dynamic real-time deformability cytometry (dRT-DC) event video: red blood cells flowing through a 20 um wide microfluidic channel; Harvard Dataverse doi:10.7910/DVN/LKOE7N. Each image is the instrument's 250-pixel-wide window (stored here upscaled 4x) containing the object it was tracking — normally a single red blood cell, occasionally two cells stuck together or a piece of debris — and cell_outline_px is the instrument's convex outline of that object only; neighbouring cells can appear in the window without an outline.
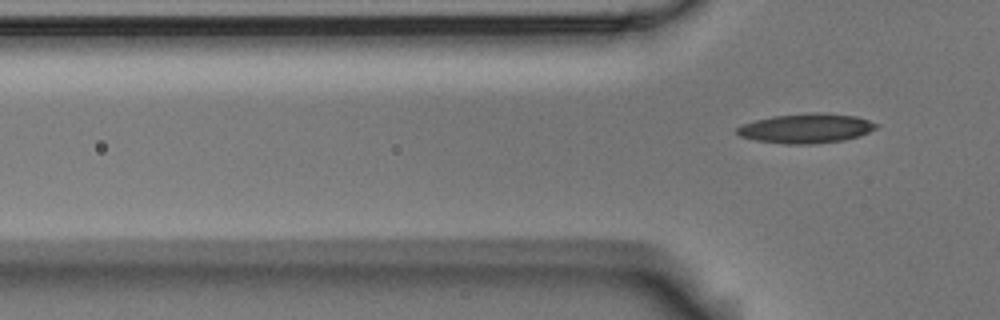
{"species": "Egyptian fruit bat (a non-hibernating species)", "species_latin": "Rousettus aegyptiacus", "temperature_condition": "room temperature", "stored_images_in_passage": 4, "camera_frame_rate_fps": 3000, "um_per_image_px": 0.085, "animal": {"sex": "male"}, "frame": {"image": 1, "passage_image": 4, "time_ms": 1.0, "image_size_px": [1000, 320], "cell_outline_px": [[880, 124], [876, 128], [860, 136], [844, 140], [812, 144], [784, 144], [756, 140], [740, 136], [736, 132], [736, 128], [744, 124], [756, 120], [772, 116], [856, 116]], "centroid_in_image_um": [68.5, 10.97], "position_along_channel_um": 57.3, "area_um2": 22.66}}